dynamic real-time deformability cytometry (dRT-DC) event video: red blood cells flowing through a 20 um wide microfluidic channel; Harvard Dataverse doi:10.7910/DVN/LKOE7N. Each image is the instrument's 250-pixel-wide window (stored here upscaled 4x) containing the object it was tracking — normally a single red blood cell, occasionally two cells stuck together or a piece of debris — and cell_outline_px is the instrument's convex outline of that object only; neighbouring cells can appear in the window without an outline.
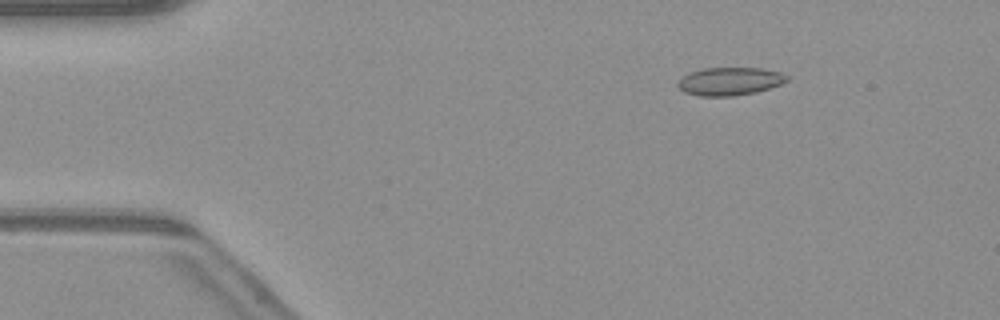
{"species": "common noctule bat (a hibernating species)", "species_latin": "Nyctalus noctula", "temperature_condition": "warm", "stored_images_in_passage": 51, "camera_frame_rate_fps": 3000, "um_per_image_px": 0.085, "animal": {"sex": "male", "body_mass_g": 23.1, "forearm_length_mm": 52.7}, "frame": {"image": 1, "passage_image": 8, "time_ms": 2.333, "image_size_px": [1000, 320], "cell_outline_px": [[788, 80], [780, 84], [756, 92], [732, 96], [700, 96], [684, 92], [676, 84], [688, 72], [704, 68], [764, 68], [780, 72], [788, 76]], "centroid_in_image_um": [62.02, 6.9], "position_along_channel_um": 23.0, "area_um2": 17.74}}
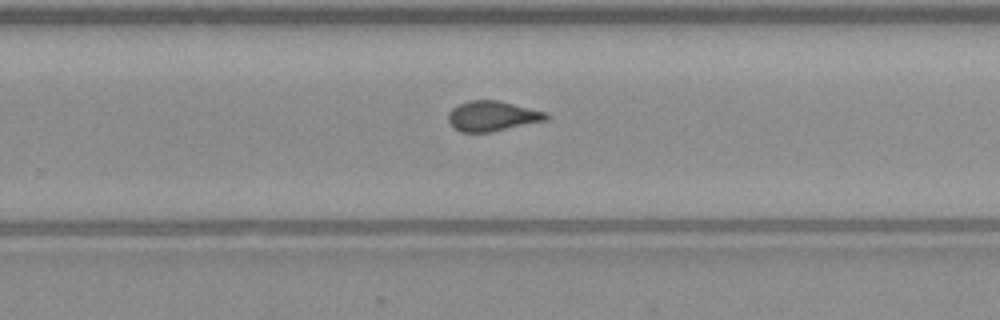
{"frame": {"image": 2, "passage_image": 33, "time_ms": 10.667, "image_size_px": [1000, 320], "cell_outline_px": [[548, 120], [492, 132], [460, 132], [448, 120], [448, 112], [452, 108], [468, 100], [500, 100], [548, 112]], "centroid_in_image_um": [41.89, 9.85], "position_along_channel_um": 287.9, "area_um2": 17.34}}
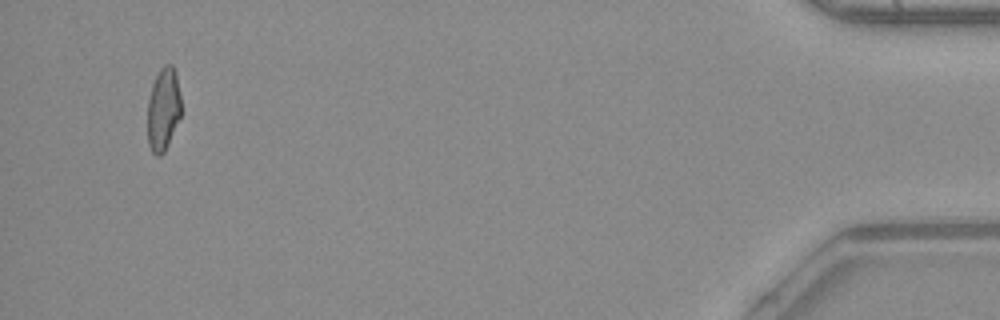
{"frame": {"image": 3, "passage_image": 49, "time_ms": 16.0, "image_size_px": [1000, 320], "cell_outline_px": [[180, 116], [168, 144], [164, 152], [160, 156], [156, 156], [152, 152], [148, 144], [148, 100], [152, 84], [160, 68], [164, 64], [172, 64], [176, 72], [180, 96]], "centroid_in_image_um": [13.87, 9.27], "position_along_channel_um": 421.3, "area_um2": 16.18}, "authors_computed_cell_mechanics": {"area_um2": 17.3978, "velocity_mm_per_s": 4.1079, "shape_relaxation_time_tau1_ms": null, "shape_relaxation_time_tau2_ms": 1.3226, "deformation_change_tau1": null, "deformation_change_tau2": 0.0582}}